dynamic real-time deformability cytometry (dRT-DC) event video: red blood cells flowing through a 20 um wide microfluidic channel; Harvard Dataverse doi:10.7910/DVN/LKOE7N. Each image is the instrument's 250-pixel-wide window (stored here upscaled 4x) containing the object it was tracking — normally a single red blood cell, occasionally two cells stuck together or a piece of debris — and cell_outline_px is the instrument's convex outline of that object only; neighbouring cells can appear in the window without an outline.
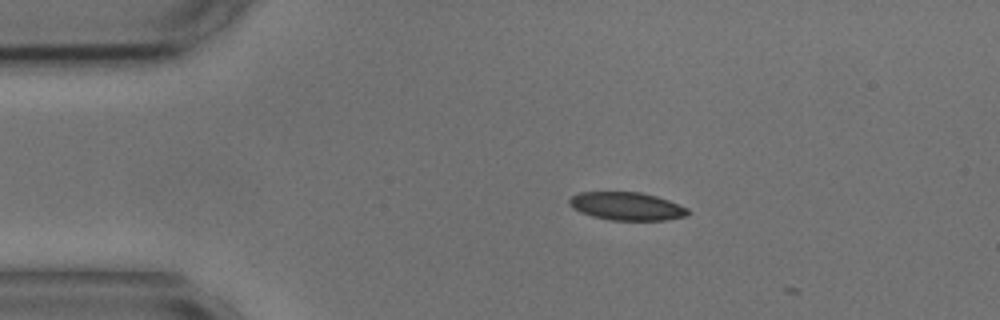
{"species": "common noctule bat (a hibernating species)", "species_latin": "Nyctalus noctula", "temperature_condition": "cold", "stored_images_in_passage": 3, "camera_frame_rate_fps": 3000, "um_per_image_px": 0.085, "animal": {"sex": "male", "body_mass_g": 17.9, "forearm_length_mm": 54.2}, "frame": {"image": 1, "passage_image": 2, "time_ms": 0.333, "image_size_px": [1000, 320], "cell_outline_px": [[692, 212], [688, 216], [668, 220], [612, 220], [592, 216], [580, 212], [572, 208], [568, 204], [568, 200], [572, 196], [580, 192], [640, 192], [656, 196], [668, 200], [688, 208]], "centroid_in_image_um": [53.29, 17.53], "position_along_channel_um": 31.7, "area_um2": 19.54}}